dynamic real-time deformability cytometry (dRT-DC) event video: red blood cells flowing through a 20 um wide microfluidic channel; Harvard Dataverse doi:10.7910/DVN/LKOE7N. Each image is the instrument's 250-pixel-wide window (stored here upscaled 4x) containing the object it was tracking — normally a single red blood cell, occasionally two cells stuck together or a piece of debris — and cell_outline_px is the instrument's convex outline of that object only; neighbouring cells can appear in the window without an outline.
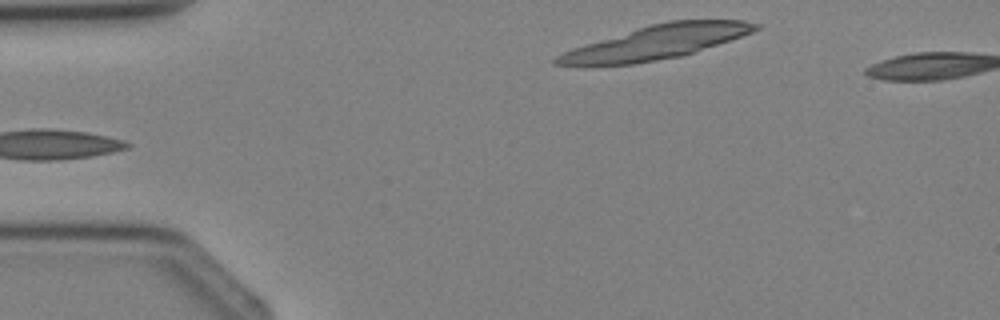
{"species": "Egyptian fruit bat (a non-hibernating species)", "species_latin": "Rousettus aegyptiacus", "temperature_condition": "cold", "stored_images_in_passage": 4, "segment_of_instrument_passage": [2, 2], "camera_frame_rate_fps": 3000, "um_per_image_px": 0.085, "animal": {"sex": "female"}, "frame": {"image": 1, "passage_image": 4, "time_ms": 3.667, "image_size_px": [1000, 320], "cell_outline_px": [[760, 28], [752, 32], [680, 56], [632, 64], [552, 64], [552, 60], [556, 56], [572, 48], [584, 44], [648, 24], [668, 20], [744, 20], [760, 24]], "centroid_in_image_um": [55.78, 3.56], "position_along_channel_um": 29.2, "area_um2": 38.32}}